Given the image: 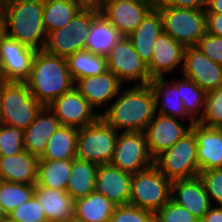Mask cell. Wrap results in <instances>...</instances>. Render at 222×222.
<instances>
[{
	"label": "cell",
	"mask_w": 222,
	"mask_h": 222,
	"mask_svg": "<svg viewBox=\"0 0 222 222\" xmlns=\"http://www.w3.org/2000/svg\"><path fill=\"white\" fill-rule=\"evenodd\" d=\"M117 96L101 117L116 131L144 132L156 113L155 95L150 84L134 85L119 91Z\"/></svg>",
	"instance_id": "cell-1"
},
{
	"label": "cell",
	"mask_w": 222,
	"mask_h": 222,
	"mask_svg": "<svg viewBox=\"0 0 222 222\" xmlns=\"http://www.w3.org/2000/svg\"><path fill=\"white\" fill-rule=\"evenodd\" d=\"M25 83L33 97L44 107L75 87L67 59L44 50L36 52Z\"/></svg>",
	"instance_id": "cell-2"
},
{
	"label": "cell",
	"mask_w": 222,
	"mask_h": 222,
	"mask_svg": "<svg viewBox=\"0 0 222 222\" xmlns=\"http://www.w3.org/2000/svg\"><path fill=\"white\" fill-rule=\"evenodd\" d=\"M43 9V0H8L2 13L4 33L26 47L43 50L47 38Z\"/></svg>",
	"instance_id": "cell-3"
},
{
	"label": "cell",
	"mask_w": 222,
	"mask_h": 222,
	"mask_svg": "<svg viewBox=\"0 0 222 222\" xmlns=\"http://www.w3.org/2000/svg\"><path fill=\"white\" fill-rule=\"evenodd\" d=\"M43 107L25 82H5L0 94V124L26 130Z\"/></svg>",
	"instance_id": "cell-4"
},
{
	"label": "cell",
	"mask_w": 222,
	"mask_h": 222,
	"mask_svg": "<svg viewBox=\"0 0 222 222\" xmlns=\"http://www.w3.org/2000/svg\"><path fill=\"white\" fill-rule=\"evenodd\" d=\"M155 7L162 17L163 31L173 40L186 47L197 46L206 34V10L185 9L162 5L158 0Z\"/></svg>",
	"instance_id": "cell-5"
},
{
	"label": "cell",
	"mask_w": 222,
	"mask_h": 222,
	"mask_svg": "<svg viewBox=\"0 0 222 222\" xmlns=\"http://www.w3.org/2000/svg\"><path fill=\"white\" fill-rule=\"evenodd\" d=\"M172 181L155 165L132 174L128 204L156 213L171 199Z\"/></svg>",
	"instance_id": "cell-6"
},
{
	"label": "cell",
	"mask_w": 222,
	"mask_h": 222,
	"mask_svg": "<svg viewBox=\"0 0 222 222\" xmlns=\"http://www.w3.org/2000/svg\"><path fill=\"white\" fill-rule=\"evenodd\" d=\"M118 131L102 117L96 122L78 129L76 158L97 165L110 164Z\"/></svg>",
	"instance_id": "cell-7"
},
{
	"label": "cell",
	"mask_w": 222,
	"mask_h": 222,
	"mask_svg": "<svg viewBox=\"0 0 222 222\" xmlns=\"http://www.w3.org/2000/svg\"><path fill=\"white\" fill-rule=\"evenodd\" d=\"M157 169L171 181L199 176L197 139L192 130L154 159Z\"/></svg>",
	"instance_id": "cell-8"
},
{
	"label": "cell",
	"mask_w": 222,
	"mask_h": 222,
	"mask_svg": "<svg viewBox=\"0 0 222 222\" xmlns=\"http://www.w3.org/2000/svg\"><path fill=\"white\" fill-rule=\"evenodd\" d=\"M97 14L94 11L80 10L64 27L47 33L43 50L66 59L78 51L85 50L92 20Z\"/></svg>",
	"instance_id": "cell-9"
},
{
	"label": "cell",
	"mask_w": 222,
	"mask_h": 222,
	"mask_svg": "<svg viewBox=\"0 0 222 222\" xmlns=\"http://www.w3.org/2000/svg\"><path fill=\"white\" fill-rule=\"evenodd\" d=\"M107 68L121 83L139 80L134 85H147L152 79L146 63L135 51L128 37L123 36L106 57Z\"/></svg>",
	"instance_id": "cell-10"
},
{
	"label": "cell",
	"mask_w": 222,
	"mask_h": 222,
	"mask_svg": "<svg viewBox=\"0 0 222 222\" xmlns=\"http://www.w3.org/2000/svg\"><path fill=\"white\" fill-rule=\"evenodd\" d=\"M111 165L122 171L135 174L154 165L144 132L118 134Z\"/></svg>",
	"instance_id": "cell-11"
},
{
	"label": "cell",
	"mask_w": 222,
	"mask_h": 222,
	"mask_svg": "<svg viewBox=\"0 0 222 222\" xmlns=\"http://www.w3.org/2000/svg\"><path fill=\"white\" fill-rule=\"evenodd\" d=\"M36 52L3 33L0 37L2 78L6 82H25L29 78Z\"/></svg>",
	"instance_id": "cell-12"
},
{
	"label": "cell",
	"mask_w": 222,
	"mask_h": 222,
	"mask_svg": "<svg viewBox=\"0 0 222 222\" xmlns=\"http://www.w3.org/2000/svg\"><path fill=\"white\" fill-rule=\"evenodd\" d=\"M48 107L61 125L78 129L96 122L102 115V112L94 113V108L76 87L55 99Z\"/></svg>",
	"instance_id": "cell-13"
},
{
	"label": "cell",
	"mask_w": 222,
	"mask_h": 222,
	"mask_svg": "<svg viewBox=\"0 0 222 222\" xmlns=\"http://www.w3.org/2000/svg\"><path fill=\"white\" fill-rule=\"evenodd\" d=\"M156 0H107L102 14L118 32L127 37L155 6Z\"/></svg>",
	"instance_id": "cell-14"
},
{
	"label": "cell",
	"mask_w": 222,
	"mask_h": 222,
	"mask_svg": "<svg viewBox=\"0 0 222 222\" xmlns=\"http://www.w3.org/2000/svg\"><path fill=\"white\" fill-rule=\"evenodd\" d=\"M182 72L205 92L222 86V65L210 60L196 46L185 48Z\"/></svg>",
	"instance_id": "cell-15"
},
{
	"label": "cell",
	"mask_w": 222,
	"mask_h": 222,
	"mask_svg": "<svg viewBox=\"0 0 222 222\" xmlns=\"http://www.w3.org/2000/svg\"><path fill=\"white\" fill-rule=\"evenodd\" d=\"M158 114V115H157ZM191 126H183L178 118L155 113L154 118L146 127L144 133L148 149L155 159L162 152L168 150L186 133L191 130Z\"/></svg>",
	"instance_id": "cell-16"
},
{
	"label": "cell",
	"mask_w": 222,
	"mask_h": 222,
	"mask_svg": "<svg viewBox=\"0 0 222 222\" xmlns=\"http://www.w3.org/2000/svg\"><path fill=\"white\" fill-rule=\"evenodd\" d=\"M132 174L111 165H99L94 191L116 206L128 204Z\"/></svg>",
	"instance_id": "cell-17"
},
{
	"label": "cell",
	"mask_w": 222,
	"mask_h": 222,
	"mask_svg": "<svg viewBox=\"0 0 222 222\" xmlns=\"http://www.w3.org/2000/svg\"><path fill=\"white\" fill-rule=\"evenodd\" d=\"M171 200L185 207L199 220L212 206L199 176L172 181Z\"/></svg>",
	"instance_id": "cell-18"
},
{
	"label": "cell",
	"mask_w": 222,
	"mask_h": 222,
	"mask_svg": "<svg viewBox=\"0 0 222 222\" xmlns=\"http://www.w3.org/2000/svg\"><path fill=\"white\" fill-rule=\"evenodd\" d=\"M199 171L222 168V128H210L194 122Z\"/></svg>",
	"instance_id": "cell-19"
},
{
	"label": "cell",
	"mask_w": 222,
	"mask_h": 222,
	"mask_svg": "<svg viewBox=\"0 0 222 222\" xmlns=\"http://www.w3.org/2000/svg\"><path fill=\"white\" fill-rule=\"evenodd\" d=\"M185 47L173 40L164 31L160 33L154 42V53L148 70L151 79L164 78V73L174 70L182 63L181 70L184 65Z\"/></svg>",
	"instance_id": "cell-20"
},
{
	"label": "cell",
	"mask_w": 222,
	"mask_h": 222,
	"mask_svg": "<svg viewBox=\"0 0 222 222\" xmlns=\"http://www.w3.org/2000/svg\"><path fill=\"white\" fill-rule=\"evenodd\" d=\"M121 86L120 80L109 70L101 75L80 78L75 82L76 89L93 108L101 107L116 98Z\"/></svg>",
	"instance_id": "cell-21"
},
{
	"label": "cell",
	"mask_w": 222,
	"mask_h": 222,
	"mask_svg": "<svg viewBox=\"0 0 222 222\" xmlns=\"http://www.w3.org/2000/svg\"><path fill=\"white\" fill-rule=\"evenodd\" d=\"M61 126L59 119L48 106L43 107L35 120L24 130V148L31 155L40 158L48 140Z\"/></svg>",
	"instance_id": "cell-22"
},
{
	"label": "cell",
	"mask_w": 222,
	"mask_h": 222,
	"mask_svg": "<svg viewBox=\"0 0 222 222\" xmlns=\"http://www.w3.org/2000/svg\"><path fill=\"white\" fill-rule=\"evenodd\" d=\"M162 32V17L159 10L154 6L146 14L139 26L127 36L135 51L147 66L153 59L154 42Z\"/></svg>",
	"instance_id": "cell-23"
},
{
	"label": "cell",
	"mask_w": 222,
	"mask_h": 222,
	"mask_svg": "<svg viewBox=\"0 0 222 222\" xmlns=\"http://www.w3.org/2000/svg\"><path fill=\"white\" fill-rule=\"evenodd\" d=\"M38 161L26 150L10 156H0V176L2 181L11 183L36 184Z\"/></svg>",
	"instance_id": "cell-24"
},
{
	"label": "cell",
	"mask_w": 222,
	"mask_h": 222,
	"mask_svg": "<svg viewBox=\"0 0 222 222\" xmlns=\"http://www.w3.org/2000/svg\"><path fill=\"white\" fill-rule=\"evenodd\" d=\"M34 195L42 205L48 222L74 220V200L66 191L35 185Z\"/></svg>",
	"instance_id": "cell-25"
},
{
	"label": "cell",
	"mask_w": 222,
	"mask_h": 222,
	"mask_svg": "<svg viewBox=\"0 0 222 222\" xmlns=\"http://www.w3.org/2000/svg\"><path fill=\"white\" fill-rule=\"evenodd\" d=\"M123 36L113 27L102 13H98L92 20L85 50L95 55L107 57L110 50Z\"/></svg>",
	"instance_id": "cell-26"
},
{
	"label": "cell",
	"mask_w": 222,
	"mask_h": 222,
	"mask_svg": "<svg viewBox=\"0 0 222 222\" xmlns=\"http://www.w3.org/2000/svg\"><path fill=\"white\" fill-rule=\"evenodd\" d=\"M116 205L104 195L91 192L74 200V220L78 222H109Z\"/></svg>",
	"instance_id": "cell-27"
},
{
	"label": "cell",
	"mask_w": 222,
	"mask_h": 222,
	"mask_svg": "<svg viewBox=\"0 0 222 222\" xmlns=\"http://www.w3.org/2000/svg\"><path fill=\"white\" fill-rule=\"evenodd\" d=\"M99 165L80 160H72L70 178L66 186V192L73 200L85 197L94 192L95 181Z\"/></svg>",
	"instance_id": "cell-28"
},
{
	"label": "cell",
	"mask_w": 222,
	"mask_h": 222,
	"mask_svg": "<svg viewBox=\"0 0 222 222\" xmlns=\"http://www.w3.org/2000/svg\"><path fill=\"white\" fill-rule=\"evenodd\" d=\"M167 81L165 78H155L149 83L155 95L156 112L173 118L177 116L183 121L189 116L184 110L179 90L172 83L169 85Z\"/></svg>",
	"instance_id": "cell-29"
},
{
	"label": "cell",
	"mask_w": 222,
	"mask_h": 222,
	"mask_svg": "<svg viewBox=\"0 0 222 222\" xmlns=\"http://www.w3.org/2000/svg\"><path fill=\"white\" fill-rule=\"evenodd\" d=\"M78 128L61 125L47 142L39 159L66 160L76 158Z\"/></svg>",
	"instance_id": "cell-30"
},
{
	"label": "cell",
	"mask_w": 222,
	"mask_h": 222,
	"mask_svg": "<svg viewBox=\"0 0 222 222\" xmlns=\"http://www.w3.org/2000/svg\"><path fill=\"white\" fill-rule=\"evenodd\" d=\"M72 160H43L38 161L36 185L48 189L66 191L71 174Z\"/></svg>",
	"instance_id": "cell-31"
},
{
	"label": "cell",
	"mask_w": 222,
	"mask_h": 222,
	"mask_svg": "<svg viewBox=\"0 0 222 222\" xmlns=\"http://www.w3.org/2000/svg\"><path fill=\"white\" fill-rule=\"evenodd\" d=\"M172 84L179 90L184 110L190 119L189 124L192 125L194 122H198L203 116L206 92L186 77L180 81H173Z\"/></svg>",
	"instance_id": "cell-32"
},
{
	"label": "cell",
	"mask_w": 222,
	"mask_h": 222,
	"mask_svg": "<svg viewBox=\"0 0 222 222\" xmlns=\"http://www.w3.org/2000/svg\"><path fill=\"white\" fill-rule=\"evenodd\" d=\"M67 63L75 82L80 78L101 75L108 71L106 58L87 50H81L69 56Z\"/></svg>",
	"instance_id": "cell-33"
},
{
	"label": "cell",
	"mask_w": 222,
	"mask_h": 222,
	"mask_svg": "<svg viewBox=\"0 0 222 222\" xmlns=\"http://www.w3.org/2000/svg\"><path fill=\"white\" fill-rule=\"evenodd\" d=\"M79 11L73 0H44L43 25L46 32L64 27Z\"/></svg>",
	"instance_id": "cell-34"
},
{
	"label": "cell",
	"mask_w": 222,
	"mask_h": 222,
	"mask_svg": "<svg viewBox=\"0 0 222 222\" xmlns=\"http://www.w3.org/2000/svg\"><path fill=\"white\" fill-rule=\"evenodd\" d=\"M35 185L6 181L0 183V204L7 214L27 202L34 195Z\"/></svg>",
	"instance_id": "cell-35"
},
{
	"label": "cell",
	"mask_w": 222,
	"mask_h": 222,
	"mask_svg": "<svg viewBox=\"0 0 222 222\" xmlns=\"http://www.w3.org/2000/svg\"><path fill=\"white\" fill-rule=\"evenodd\" d=\"M198 123L210 128H222V86L206 92L203 116Z\"/></svg>",
	"instance_id": "cell-36"
},
{
	"label": "cell",
	"mask_w": 222,
	"mask_h": 222,
	"mask_svg": "<svg viewBox=\"0 0 222 222\" xmlns=\"http://www.w3.org/2000/svg\"><path fill=\"white\" fill-rule=\"evenodd\" d=\"M24 150V130L0 124V156L15 155Z\"/></svg>",
	"instance_id": "cell-37"
},
{
	"label": "cell",
	"mask_w": 222,
	"mask_h": 222,
	"mask_svg": "<svg viewBox=\"0 0 222 222\" xmlns=\"http://www.w3.org/2000/svg\"><path fill=\"white\" fill-rule=\"evenodd\" d=\"M8 217L17 222H48L45 211L35 195L11 211Z\"/></svg>",
	"instance_id": "cell-38"
},
{
	"label": "cell",
	"mask_w": 222,
	"mask_h": 222,
	"mask_svg": "<svg viewBox=\"0 0 222 222\" xmlns=\"http://www.w3.org/2000/svg\"><path fill=\"white\" fill-rule=\"evenodd\" d=\"M109 222H155V213L131 204L119 205Z\"/></svg>",
	"instance_id": "cell-39"
},
{
	"label": "cell",
	"mask_w": 222,
	"mask_h": 222,
	"mask_svg": "<svg viewBox=\"0 0 222 222\" xmlns=\"http://www.w3.org/2000/svg\"><path fill=\"white\" fill-rule=\"evenodd\" d=\"M199 219L171 199L155 213V222H198Z\"/></svg>",
	"instance_id": "cell-40"
},
{
	"label": "cell",
	"mask_w": 222,
	"mask_h": 222,
	"mask_svg": "<svg viewBox=\"0 0 222 222\" xmlns=\"http://www.w3.org/2000/svg\"><path fill=\"white\" fill-rule=\"evenodd\" d=\"M199 177L203 182L211 205L212 200L222 206V168L201 171Z\"/></svg>",
	"instance_id": "cell-41"
},
{
	"label": "cell",
	"mask_w": 222,
	"mask_h": 222,
	"mask_svg": "<svg viewBox=\"0 0 222 222\" xmlns=\"http://www.w3.org/2000/svg\"><path fill=\"white\" fill-rule=\"evenodd\" d=\"M196 47L210 60L222 65V37L206 32Z\"/></svg>",
	"instance_id": "cell-42"
},
{
	"label": "cell",
	"mask_w": 222,
	"mask_h": 222,
	"mask_svg": "<svg viewBox=\"0 0 222 222\" xmlns=\"http://www.w3.org/2000/svg\"><path fill=\"white\" fill-rule=\"evenodd\" d=\"M162 5L185 8L206 9L208 0H158Z\"/></svg>",
	"instance_id": "cell-43"
},
{
	"label": "cell",
	"mask_w": 222,
	"mask_h": 222,
	"mask_svg": "<svg viewBox=\"0 0 222 222\" xmlns=\"http://www.w3.org/2000/svg\"><path fill=\"white\" fill-rule=\"evenodd\" d=\"M207 33L222 37V13L206 14Z\"/></svg>",
	"instance_id": "cell-44"
},
{
	"label": "cell",
	"mask_w": 222,
	"mask_h": 222,
	"mask_svg": "<svg viewBox=\"0 0 222 222\" xmlns=\"http://www.w3.org/2000/svg\"><path fill=\"white\" fill-rule=\"evenodd\" d=\"M80 10L102 13L107 0H73Z\"/></svg>",
	"instance_id": "cell-45"
},
{
	"label": "cell",
	"mask_w": 222,
	"mask_h": 222,
	"mask_svg": "<svg viewBox=\"0 0 222 222\" xmlns=\"http://www.w3.org/2000/svg\"><path fill=\"white\" fill-rule=\"evenodd\" d=\"M202 222H222V206L217 205L216 207H210L205 213Z\"/></svg>",
	"instance_id": "cell-46"
},
{
	"label": "cell",
	"mask_w": 222,
	"mask_h": 222,
	"mask_svg": "<svg viewBox=\"0 0 222 222\" xmlns=\"http://www.w3.org/2000/svg\"><path fill=\"white\" fill-rule=\"evenodd\" d=\"M205 10L206 14L222 13V0H208Z\"/></svg>",
	"instance_id": "cell-47"
},
{
	"label": "cell",
	"mask_w": 222,
	"mask_h": 222,
	"mask_svg": "<svg viewBox=\"0 0 222 222\" xmlns=\"http://www.w3.org/2000/svg\"><path fill=\"white\" fill-rule=\"evenodd\" d=\"M7 217H8L7 212L4 210V208L0 204V222H4Z\"/></svg>",
	"instance_id": "cell-48"
},
{
	"label": "cell",
	"mask_w": 222,
	"mask_h": 222,
	"mask_svg": "<svg viewBox=\"0 0 222 222\" xmlns=\"http://www.w3.org/2000/svg\"><path fill=\"white\" fill-rule=\"evenodd\" d=\"M8 0H0V13H3Z\"/></svg>",
	"instance_id": "cell-49"
},
{
	"label": "cell",
	"mask_w": 222,
	"mask_h": 222,
	"mask_svg": "<svg viewBox=\"0 0 222 222\" xmlns=\"http://www.w3.org/2000/svg\"><path fill=\"white\" fill-rule=\"evenodd\" d=\"M4 33V28H3V16L2 13H0V37Z\"/></svg>",
	"instance_id": "cell-50"
},
{
	"label": "cell",
	"mask_w": 222,
	"mask_h": 222,
	"mask_svg": "<svg viewBox=\"0 0 222 222\" xmlns=\"http://www.w3.org/2000/svg\"><path fill=\"white\" fill-rule=\"evenodd\" d=\"M6 81L3 79V78H0V94H1V89L3 87V84L5 83Z\"/></svg>",
	"instance_id": "cell-51"
},
{
	"label": "cell",
	"mask_w": 222,
	"mask_h": 222,
	"mask_svg": "<svg viewBox=\"0 0 222 222\" xmlns=\"http://www.w3.org/2000/svg\"><path fill=\"white\" fill-rule=\"evenodd\" d=\"M4 222H17V221H14V220H12L11 218L7 217Z\"/></svg>",
	"instance_id": "cell-52"
},
{
	"label": "cell",
	"mask_w": 222,
	"mask_h": 222,
	"mask_svg": "<svg viewBox=\"0 0 222 222\" xmlns=\"http://www.w3.org/2000/svg\"><path fill=\"white\" fill-rule=\"evenodd\" d=\"M0 78H2V70H1V65H0Z\"/></svg>",
	"instance_id": "cell-53"
}]
</instances>
